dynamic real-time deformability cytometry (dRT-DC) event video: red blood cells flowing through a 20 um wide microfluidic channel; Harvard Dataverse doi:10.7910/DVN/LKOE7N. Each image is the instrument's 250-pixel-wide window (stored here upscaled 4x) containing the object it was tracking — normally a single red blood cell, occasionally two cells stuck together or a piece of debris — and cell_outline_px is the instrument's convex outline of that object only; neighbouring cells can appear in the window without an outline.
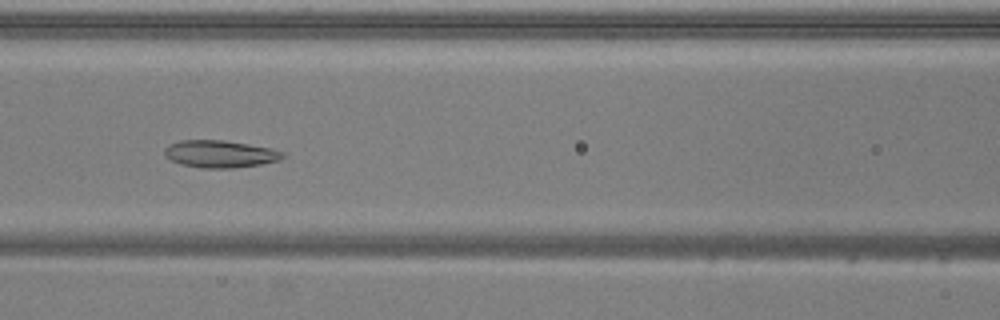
{"species": "common noctule bat (a hibernating species)", "species_latin": "Nyctalus noctula", "temperature_condition": "warm", "stored_images_in_passage": 52, "camera_frame_rate_fps": 3000, "um_per_image_px": 0.085, "animal": {"sex": "male", "body_mass_g": 20.5, "forearm_length_mm": 52.5}, "frame": {"image": 1, "passage_image": 22, "time_ms": 7.0, "image_size_px": [1000, 320], "cell_outline_px": [[284, 156], [280, 160], [260, 164], [232, 168], [200, 168], [180, 164], [164, 156], [164, 148], [180, 140], [224, 140], [272, 148], [284, 152]], "centroid_in_image_um": [18.7, 13.09], "position_along_channel_um": 147.9, "area_um2": 18.79}}
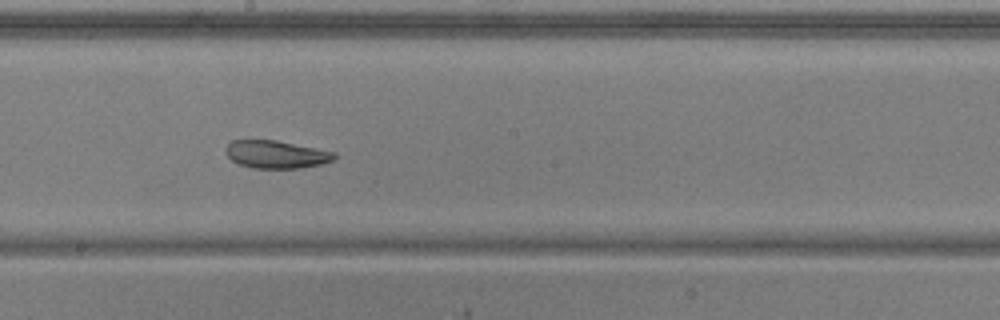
{"frame": {"image": 2, "passage_image": 28, "time_ms": 9.0, "image_size_px": [1000, 320], "cell_outline_px": [[336, 156], [332, 160], [320, 164], [300, 168], [252, 168], [240, 164], [232, 160], [224, 152], [224, 148], [232, 140], [276, 140], [336, 152]], "centroid_in_image_um": [23.45, 13.12], "position_along_channel_um": 224.8, "area_um2": 17.51}}
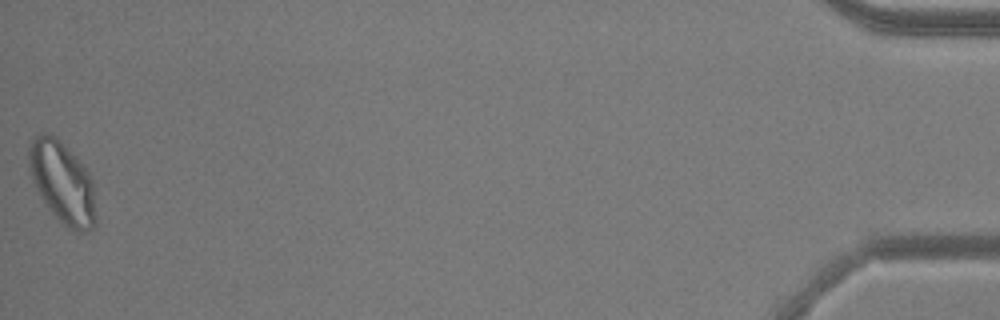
{"frame": {"image": 3, "passage_image": 52, "time_ms": 17.0, "image_size_px": [1000, 320], "cell_outline_px": [[96, 220], [92, 228], [88, 232], [80, 232], [68, 228], [60, 224], [48, 208], [40, 196], [32, 176], [28, 164], [28, 148], [32, 140], [36, 136], [44, 132], [48, 132], [56, 136], [60, 140], [88, 172], [92, 180]], "centroid_in_image_um": [5.29, 15.53], "position_along_channel_um": 429.9, "area_um2": 31.73}, "authors_computed_cell_mechanics": {"area_um2": 24.6228, "velocity_mm_per_s": 3.8556, "shape_relaxation_time_tau1_ms": null, "shape_relaxation_time_tau2_ms": 2.5752, "deformation_change_tau1": null, "deformation_change_tau2": 0.0891}}